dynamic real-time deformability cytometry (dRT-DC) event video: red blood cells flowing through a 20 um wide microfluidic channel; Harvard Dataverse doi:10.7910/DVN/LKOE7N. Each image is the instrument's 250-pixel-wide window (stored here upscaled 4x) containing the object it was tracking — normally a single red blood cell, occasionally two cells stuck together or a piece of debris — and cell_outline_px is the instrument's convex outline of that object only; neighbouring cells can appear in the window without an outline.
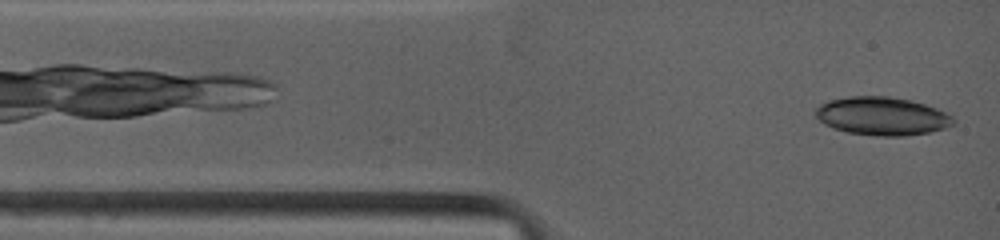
{"species": "common noctule bat (a hibernating species)", "species_latin": "Nyctalus noctula", "temperature_condition": "warm", "stored_images_in_passage": 15, "camera_frame_rate_fps": 4500, "um_per_image_px": 0.085, "animal": {"sex": "female", "body_mass_g": 19.0, "forearm_length_mm": 53.3}, "frame": {"image": 1, "passage_image": 2, "time_ms": 0.222, "image_size_px": [1000, 240], "cell_outline_px": [[956, 124], [944, 128], [928, 132], [904, 136], [880, 136], [848, 132], [832, 128], [824, 124], [816, 116], [816, 108], [820, 104], [828, 100], [848, 96], [888, 96], [912, 100], [936, 108], [952, 116], [956, 120]], "centroid_in_image_um": [74.98, 9.86], "position_along_channel_um": 10.0, "area_um2": 30.75}}
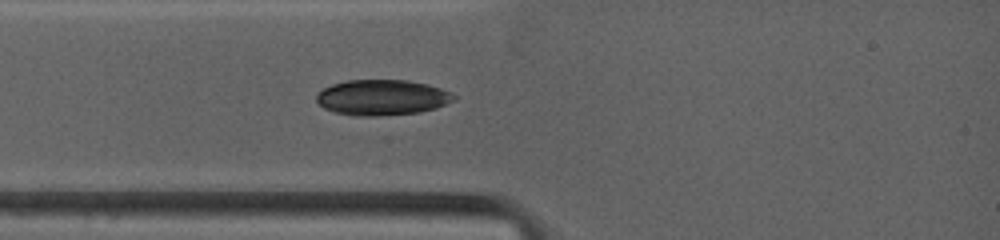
{"frame": {"image": 2, "passage_image": 13, "time_ms": 2.222, "image_size_px": [1000, 240], "cell_outline_px": [[456, 100], [436, 108], [420, 112], [376, 116], [356, 116], [336, 112], [324, 108], [316, 100], [316, 92], [332, 84], [348, 80], [408, 80], [428, 84], [452, 92], [456, 96]], "centroid_in_image_um": [32.5, 8.28], "position_along_channel_um": 52.5, "area_um2": 28.61}}